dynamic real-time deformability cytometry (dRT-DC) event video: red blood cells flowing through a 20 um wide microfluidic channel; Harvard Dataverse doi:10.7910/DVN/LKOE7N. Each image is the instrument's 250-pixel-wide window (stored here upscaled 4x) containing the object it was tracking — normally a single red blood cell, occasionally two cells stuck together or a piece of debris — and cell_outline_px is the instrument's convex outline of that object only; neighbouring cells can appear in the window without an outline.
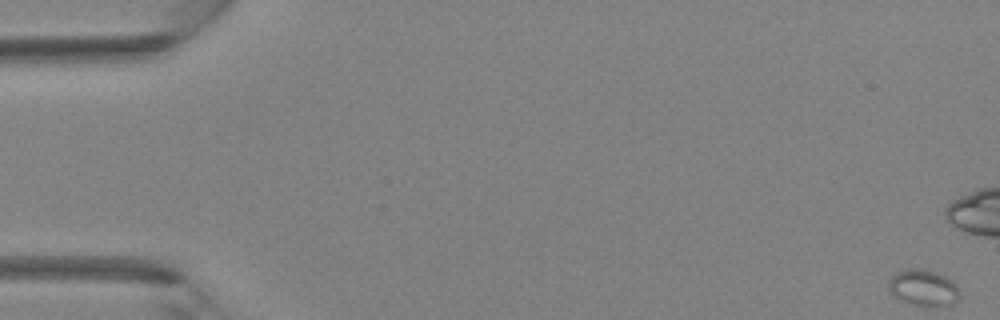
{"species": "Egyptian fruit bat (a non-hibernating species)", "species_latin": "Rousettus aegyptiacus", "temperature_condition": "room temperature", "stored_images_in_passage": 6, "camera_frame_rate_fps": 3000, "um_per_image_px": 0.085, "animal": {"sex": "female"}, "frame": {"image": 1, "passage_image": 1, "time_ms": 0.0, "image_size_px": [1000, 320], "cell_outline_px": [[960, 296], [956, 300], [948, 304], [912, 304], [896, 296], [888, 288], [888, 280], [896, 272], [908, 268], [920, 268], [936, 272], [952, 280], [960, 288]], "centroid_in_image_um": [78.49, 24.4], "position_along_channel_um": 6.5, "area_um2": 14.57}}
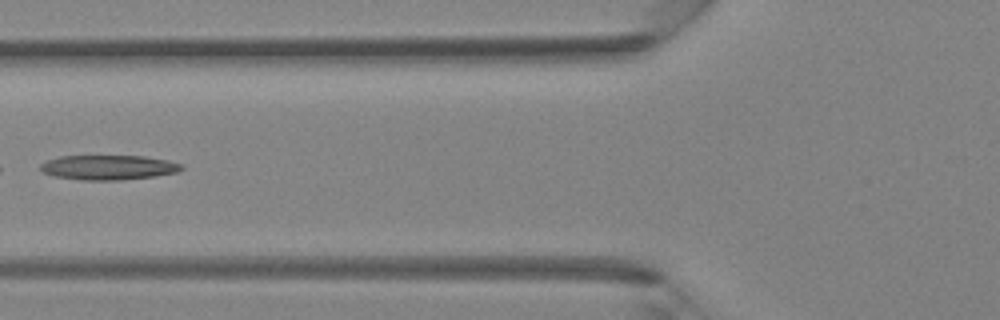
{"frame": {"image": 2, "passage_image": 6, "time_ms": 6.667, "image_size_px": [1000, 320], "cell_outline_px": [[184, 168], [176, 172], [156, 176], [120, 180], [84, 180], [52, 176], [40, 172], [40, 164], [44, 160], [60, 156], [144, 156], [168, 160], [180, 164]], "centroid_in_image_um": [9.15, 14.23], "position_along_channel_um": 116.7, "area_um2": 20.46}}